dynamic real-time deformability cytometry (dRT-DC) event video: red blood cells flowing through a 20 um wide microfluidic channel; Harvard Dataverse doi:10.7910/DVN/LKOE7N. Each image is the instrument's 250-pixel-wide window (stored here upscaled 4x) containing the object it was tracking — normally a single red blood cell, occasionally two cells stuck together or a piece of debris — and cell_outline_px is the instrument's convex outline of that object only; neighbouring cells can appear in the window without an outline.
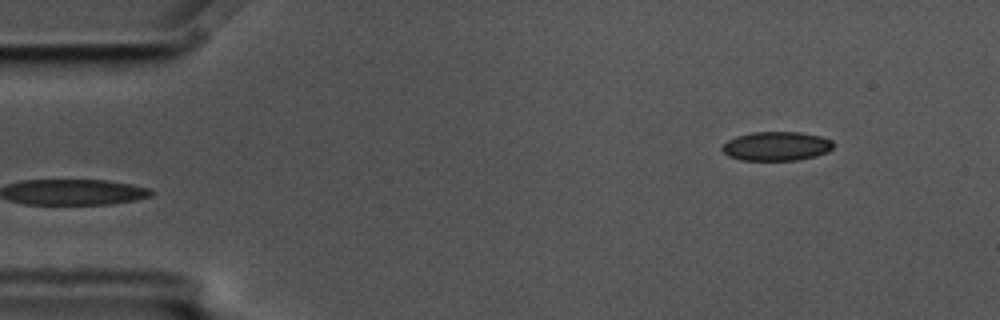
{"species": "common noctule bat (a hibernating species)", "species_latin": "Nyctalus noctula", "temperature_condition": "cold", "stored_images_in_passage": 4, "segment_of_instrument_passage": [2, 2], "camera_frame_rate_fps": 3000, "um_per_image_px": 0.085, "animal": {"sex": "male", "body_mass_g": 17.5, "forearm_length_mm": 52.3}, "frame": {"image": 1, "passage_image": 4, "time_ms": 1.0, "image_size_px": [1000, 320], "cell_outline_px": [[832, 148], [828, 152], [816, 156], [796, 160], [740, 160], [728, 156], [720, 148], [728, 140], [736, 136], [752, 132], [800, 132], [820, 136], [832, 140]], "centroid_in_image_um": [65.98, 12.42], "position_along_channel_um": 19.0, "area_um2": 18.84}}